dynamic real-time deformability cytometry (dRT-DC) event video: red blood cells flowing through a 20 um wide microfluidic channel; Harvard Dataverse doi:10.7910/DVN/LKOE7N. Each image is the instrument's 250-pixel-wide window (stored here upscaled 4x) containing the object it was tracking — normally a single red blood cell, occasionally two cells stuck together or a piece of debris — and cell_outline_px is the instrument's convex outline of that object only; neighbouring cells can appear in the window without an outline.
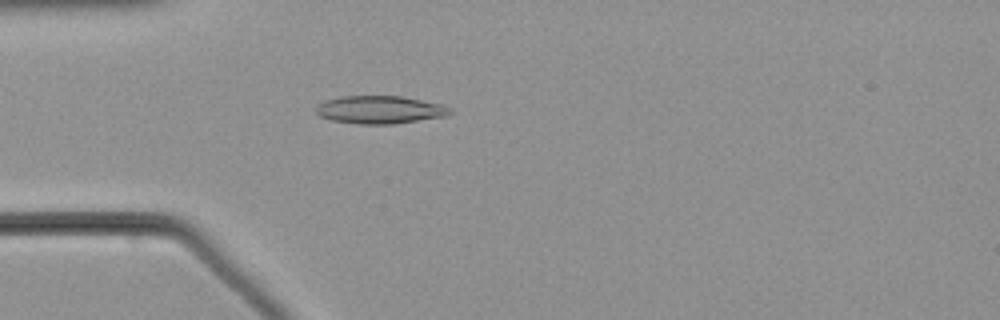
{"species": "common noctule bat (a hibernating species)", "species_latin": "Nyctalus noctula", "temperature_condition": "warm", "stored_images_in_passage": 53, "camera_frame_rate_fps": 3000, "um_per_image_px": 0.085, "animal": {"sex": "male", "body_mass_g": 21.5, "forearm_length_mm": 52.0}, "frame": {"image": 1, "passage_image": 15, "time_ms": 4.667, "image_size_px": [1000, 320], "cell_outline_px": [[452, 112], [448, 116], [392, 124], [360, 124], [332, 120], [320, 116], [316, 112], [316, 108], [324, 100], [340, 96], [400, 96], [440, 104], [452, 108]], "centroid_in_image_um": [32.3, 9.33], "position_along_channel_um": 52.7, "area_um2": 21.68}}
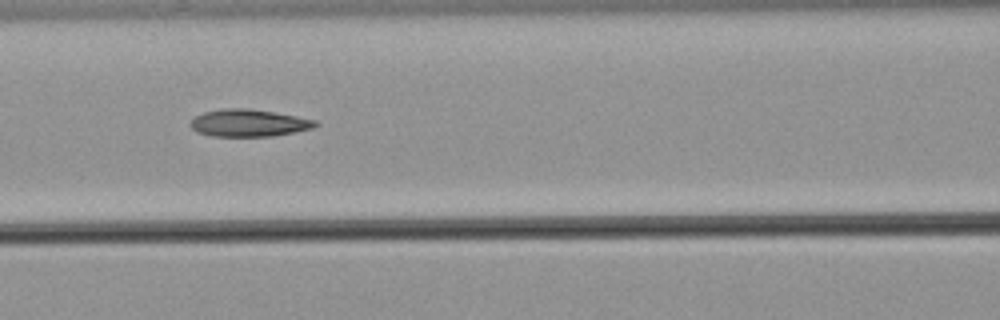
{"frame": {"image": 2, "passage_image": 23, "time_ms": 7.333, "image_size_px": [1000, 320], "cell_outline_px": [[320, 124], [312, 128], [272, 136], [212, 136], [196, 132], [188, 124], [196, 116], [204, 112], [220, 108], [244, 108], [272, 112], [296, 116], [316, 120]], "centroid_in_image_um": [21.11, 10.45], "position_along_channel_um": 145.5, "area_um2": 19.71}}
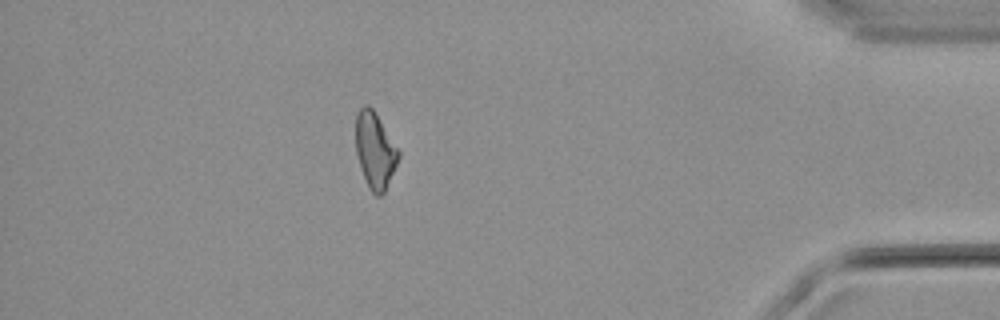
{"frame": {"image": 3, "passage_image": 47, "time_ms": 15.333, "image_size_px": [1000, 320], "cell_outline_px": [[400, 156], [384, 192], [380, 196], [376, 196], [368, 188], [356, 152], [356, 112], [364, 104], [368, 104], [372, 108], [400, 152]], "centroid_in_image_um": [31.86, 12.77], "position_along_channel_um": 403.3, "area_um2": 18.61}}